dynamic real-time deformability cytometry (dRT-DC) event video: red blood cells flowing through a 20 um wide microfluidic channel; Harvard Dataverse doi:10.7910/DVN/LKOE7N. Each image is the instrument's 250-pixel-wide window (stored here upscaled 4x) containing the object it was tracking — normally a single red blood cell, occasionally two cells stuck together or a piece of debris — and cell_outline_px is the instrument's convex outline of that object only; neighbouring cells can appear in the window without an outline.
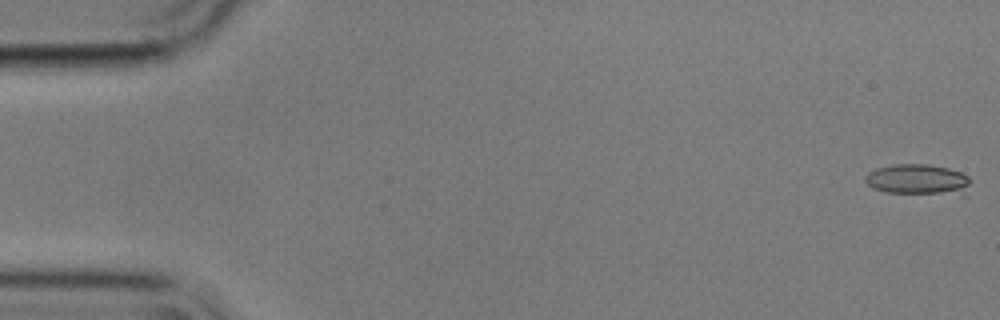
{"species": "common noctule bat (a hibernating species)", "species_latin": "Nyctalus noctula", "temperature_condition": "cold", "stored_images_in_passage": 11, "camera_frame_rate_fps": 3000, "um_per_image_px": 0.085, "animal": {"sex": "male", "body_mass_g": 17.9}, "frame": {"image": 1, "passage_image": 1, "time_ms": 0.0, "image_size_px": [1000, 320], "cell_outline_px": [[972, 180], [964, 196], [884, 192], [872, 188], [864, 180], [864, 176], [868, 172], [876, 168], [896, 164], [928, 164], [948, 168], [960, 172], [968, 176]], "centroid_in_image_um": [78.07, 15.29], "position_along_channel_um": 6.9, "area_um2": 19.42}}